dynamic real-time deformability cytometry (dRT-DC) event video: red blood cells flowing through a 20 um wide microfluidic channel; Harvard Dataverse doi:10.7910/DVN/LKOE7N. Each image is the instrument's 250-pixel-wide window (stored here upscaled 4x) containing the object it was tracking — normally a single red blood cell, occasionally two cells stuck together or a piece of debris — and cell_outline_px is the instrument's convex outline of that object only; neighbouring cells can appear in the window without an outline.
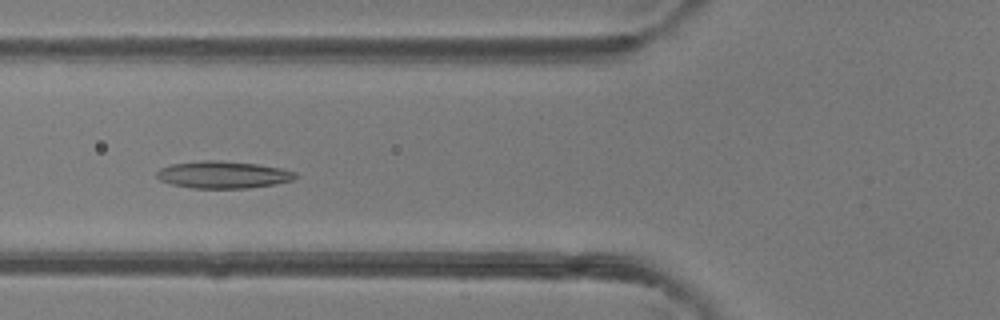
{"species": "common noctule bat (a hibernating species)", "species_latin": "Nyctalus noctula", "temperature_condition": "room temperature", "stored_images_in_passage": 22, "camera_frame_rate_fps": 3000, "um_per_image_px": 0.085, "animal": {"sex": "female"}, "frame": {"image": 1, "passage_image": 7, "time_ms": 2.0, "image_size_px": [1000, 320], "cell_outline_px": [[296, 176], [292, 180], [276, 184], [248, 188], [192, 188], [172, 184], [160, 180], [156, 176], [156, 172], [160, 168], [172, 164], [204, 160], [220, 160], [256, 164], [280, 168], [296, 172]], "centroid_in_image_um": [18.95, 14.85], "position_along_channel_um": 106.9, "area_um2": 21.85}}
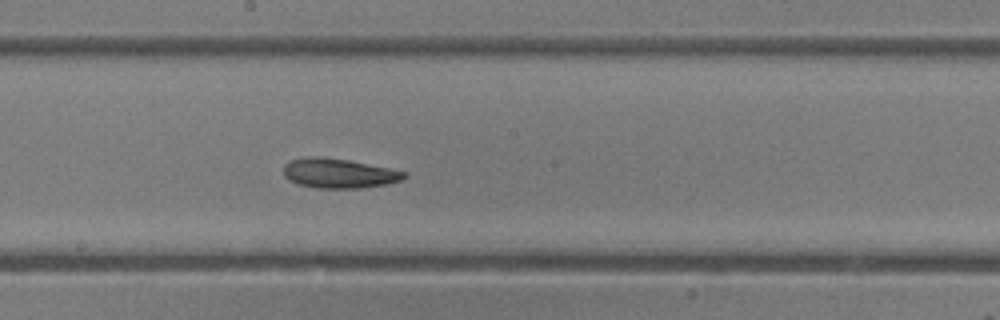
{"frame": {"image": 2, "passage_image": 15, "time_ms": 4.667, "image_size_px": [1000, 320], "cell_outline_px": [[408, 176], [404, 180], [384, 184], [360, 188], [316, 188], [300, 184], [288, 180], [284, 176], [284, 164], [288, 160], [304, 156], [320, 156], [348, 160], [392, 168], [404, 172]], "centroid_in_image_um": [28.78, 14.71], "position_along_channel_um": 219.4, "area_um2": 21.04}}
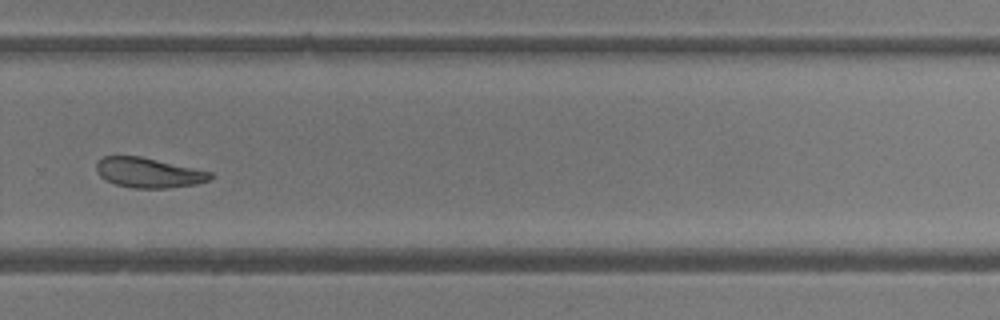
{"frame": {"image": 3, "passage_image": 22, "time_ms": 7.0, "image_size_px": [1000, 320], "cell_outline_px": [[212, 176], [208, 180], [196, 184], [168, 188], [132, 188], [116, 184], [104, 180], [96, 172], [96, 164], [104, 156], [140, 156], [212, 172]], "centroid_in_image_um": [12.6, 14.68], "position_along_channel_um": 317.2, "area_um2": 19.77}}